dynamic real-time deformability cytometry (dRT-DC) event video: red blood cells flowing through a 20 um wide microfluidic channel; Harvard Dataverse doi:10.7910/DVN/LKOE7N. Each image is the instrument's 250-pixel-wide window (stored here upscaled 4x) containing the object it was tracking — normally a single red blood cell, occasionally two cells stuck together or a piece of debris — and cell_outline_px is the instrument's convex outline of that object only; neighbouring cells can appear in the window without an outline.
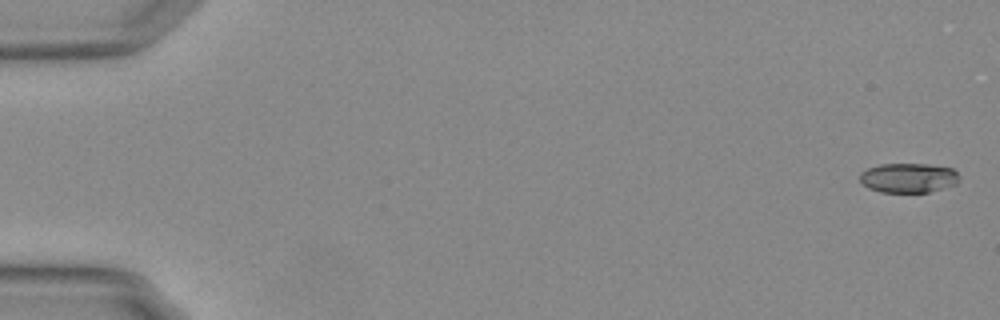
{"species": "Egyptian fruit bat (a non-hibernating species)", "species_latin": "Rousettus aegyptiacus", "temperature_condition": "warm", "stored_images_in_passage": 56, "camera_frame_rate_fps": 3000, "um_per_image_px": 0.085, "animal": {"sex": "female"}, "frame": {"image": 1, "passage_image": 1, "time_ms": 0.0, "image_size_px": [1000, 320], "cell_outline_px": [[960, 180], [956, 184], [928, 192], [880, 192], [868, 188], [860, 180], [860, 172], [868, 168], [880, 164], [928, 164], [952, 168], [960, 176]], "centroid_in_image_um": [77.22, 15.11], "position_along_channel_um": 7.8, "area_um2": 17.17}}
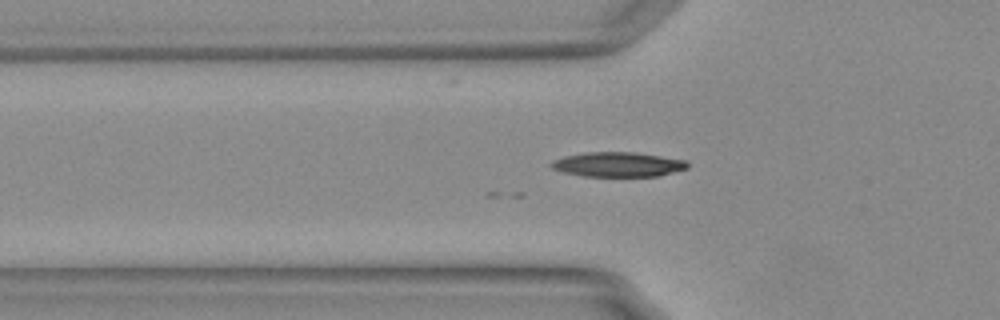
{"frame": {"image": 2, "passage_image": 19, "time_ms": 6.0, "image_size_px": [1000, 320], "cell_outline_px": [[688, 168], [656, 176], [584, 176], [564, 172], [552, 168], [548, 164], [552, 160], [564, 156], [584, 152], [632, 152], [684, 160], [688, 164]], "centroid_in_image_um": [52.45, 13.97], "position_along_channel_um": 73.3, "area_um2": 19.36}}